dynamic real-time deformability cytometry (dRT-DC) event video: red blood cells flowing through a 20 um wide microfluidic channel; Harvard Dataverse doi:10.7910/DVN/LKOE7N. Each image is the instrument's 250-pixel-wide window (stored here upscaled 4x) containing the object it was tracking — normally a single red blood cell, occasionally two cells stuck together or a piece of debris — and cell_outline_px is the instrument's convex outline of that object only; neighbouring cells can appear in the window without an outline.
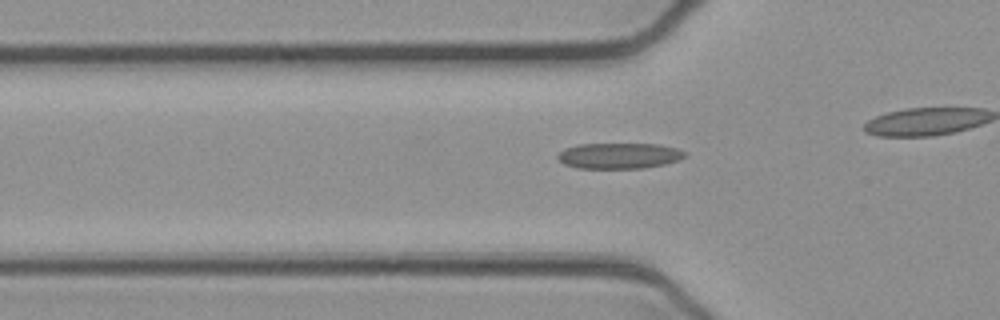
{"species": "common noctule bat (a hibernating species)", "species_latin": "Nyctalus noctula", "temperature_condition": "cold", "stored_images_in_passage": 41, "camera_frame_rate_fps": 3000, "um_per_image_px": 0.085, "animal": {"sex": "female", "body_mass_g": 21.9}, "frame": {"image": 1, "passage_image": 17, "time_ms": 5.333, "image_size_px": [1000, 320], "cell_outline_px": [[688, 156], [680, 160], [664, 164], [644, 168], [576, 168], [564, 164], [556, 156], [564, 148], [576, 144], [660, 144], [676, 148], [688, 152]], "centroid_in_image_um": [52.66, 13.23], "position_along_channel_um": 73.1, "area_um2": 19.31}}
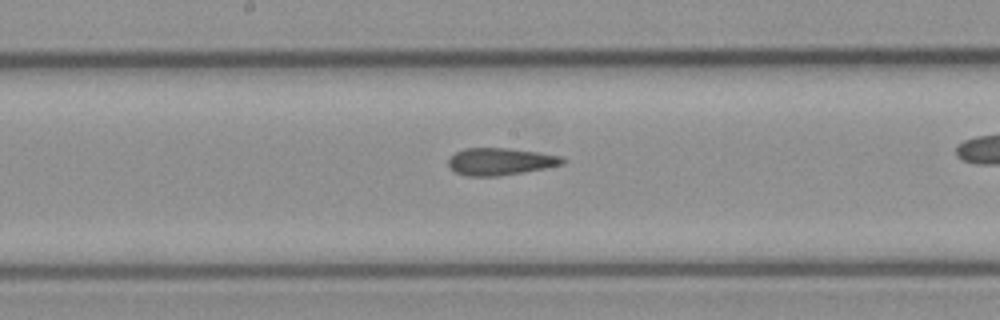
{"frame": {"image": 2, "passage_image": 27, "time_ms": 8.667, "image_size_px": [1000, 320], "cell_outline_px": [[568, 160], [564, 164], [524, 172], [496, 176], [464, 176], [456, 172], [448, 164], [448, 160], [456, 152], [464, 148], [508, 148], [564, 156]], "centroid_in_image_um": [42.57, 13.73], "position_along_channel_um": 205.6, "area_um2": 18.09}}
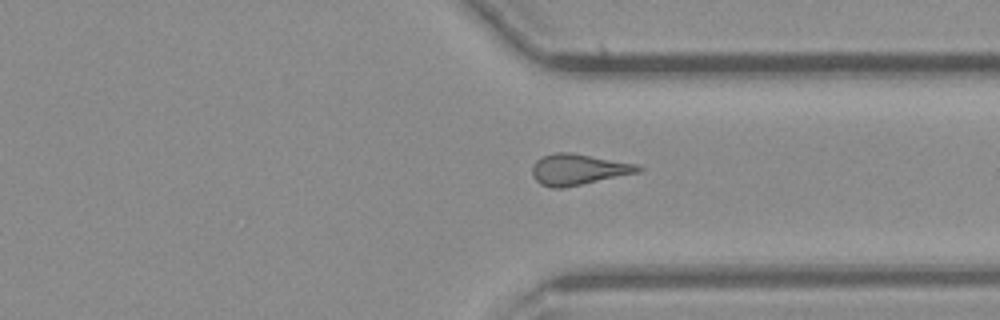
{"frame": {"image": 3, "passage_image": 39, "time_ms": 12.667, "image_size_px": [1000, 320], "cell_outline_px": [[644, 168], [640, 172], [564, 188], [552, 188], [540, 184], [532, 176], [532, 164], [540, 156], [556, 152], [572, 152], [636, 164]], "centroid_in_image_um": [49.12, 14.4], "position_along_channel_um": 362.3, "area_um2": 19.31}}